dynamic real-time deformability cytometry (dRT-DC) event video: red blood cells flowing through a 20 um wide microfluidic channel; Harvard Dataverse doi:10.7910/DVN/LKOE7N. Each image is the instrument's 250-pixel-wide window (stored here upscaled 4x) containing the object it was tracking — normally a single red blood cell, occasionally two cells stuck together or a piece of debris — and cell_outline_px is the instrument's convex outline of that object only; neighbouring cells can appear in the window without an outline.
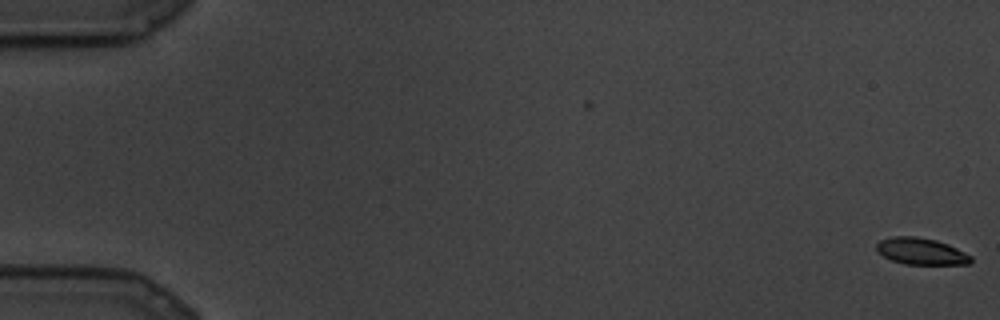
{"species": "common noctule bat (a hibernating species)", "species_latin": "Nyctalus noctula", "temperature_condition": "cold", "stored_images_in_passage": 95, "segment_of_instrument_passage": [1, 2], "camera_frame_rate_fps": 3000, "um_per_image_px": 0.085, "animal": {"sex": "male", "body_mass_g": 19.5, "forearm_length_mm": 54.6}, "frame": {"image": 1, "passage_image": 1, "time_ms": 0.0, "image_size_px": [1000, 320], "cell_outline_px": [[972, 260], [968, 264], [904, 264], [892, 260], [876, 252], [876, 244], [880, 240], [892, 236], [916, 236], [936, 240], [948, 244], [972, 256]], "centroid_in_image_um": [78.27, 21.35], "position_along_channel_um": 6.7, "area_um2": 14.68}}
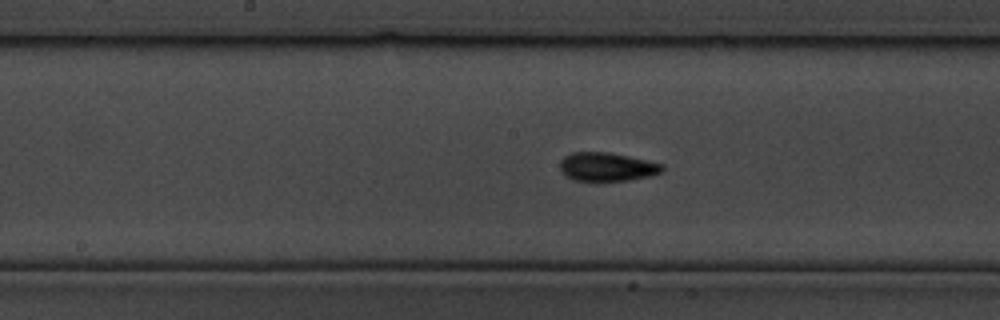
{"frame": {"image": 2, "passage_image": 49, "time_ms": 16.0, "image_size_px": [1000, 320], "cell_outline_px": [[664, 168], [660, 172], [648, 176], [628, 180], [572, 180], [564, 176], [560, 168], [560, 160], [564, 156], [572, 152], [608, 152], [628, 156], [664, 164]], "centroid_in_image_um": [51.55, 14.17], "position_along_channel_um": 196.7, "area_um2": 16.94}}
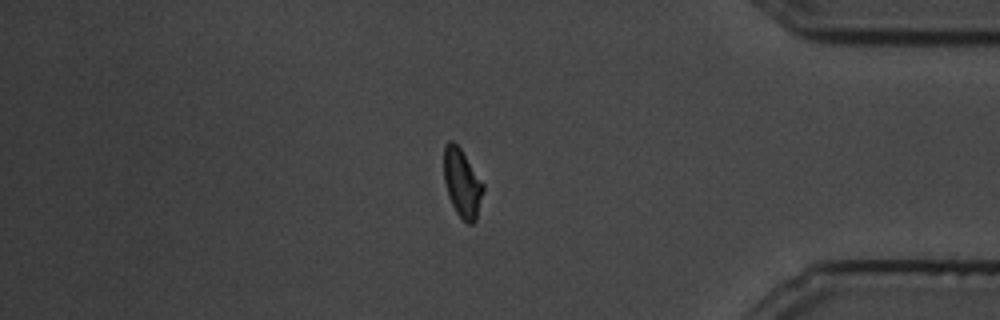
{"frame": {"image": 3, "passage_image": 80, "time_ms": 26.333, "image_size_px": [1000, 320], "cell_outline_px": [[484, 188], [476, 220], [472, 224], [468, 224], [456, 212], [448, 196], [444, 180], [444, 144], [448, 140], [452, 140], [460, 148], [484, 184]], "centroid_in_image_um": [39.27, 15.55], "position_along_channel_um": 395.9, "area_um2": 15.55}}